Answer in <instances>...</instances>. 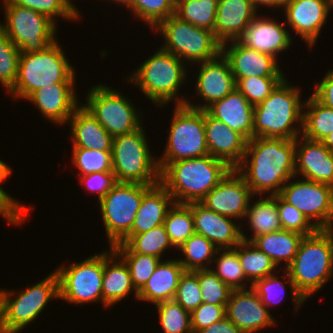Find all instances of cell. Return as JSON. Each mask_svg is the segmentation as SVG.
<instances>
[{
  "mask_svg": "<svg viewBox=\"0 0 333 333\" xmlns=\"http://www.w3.org/2000/svg\"><path fill=\"white\" fill-rule=\"evenodd\" d=\"M232 168L211 155L168 163L160 171V183L175 203L200 202Z\"/></svg>",
  "mask_w": 333,
  "mask_h": 333,
  "instance_id": "cell-3",
  "label": "cell"
},
{
  "mask_svg": "<svg viewBox=\"0 0 333 333\" xmlns=\"http://www.w3.org/2000/svg\"><path fill=\"white\" fill-rule=\"evenodd\" d=\"M285 23H277L272 19L256 16L242 36L238 39L242 44L274 57L278 52H282L292 44V37L285 30Z\"/></svg>",
  "mask_w": 333,
  "mask_h": 333,
  "instance_id": "cell-24",
  "label": "cell"
},
{
  "mask_svg": "<svg viewBox=\"0 0 333 333\" xmlns=\"http://www.w3.org/2000/svg\"><path fill=\"white\" fill-rule=\"evenodd\" d=\"M20 54L17 46L0 28V82L8 91L17 79Z\"/></svg>",
  "mask_w": 333,
  "mask_h": 333,
  "instance_id": "cell-44",
  "label": "cell"
},
{
  "mask_svg": "<svg viewBox=\"0 0 333 333\" xmlns=\"http://www.w3.org/2000/svg\"><path fill=\"white\" fill-rule=\"evenodd\" d=\"M5 24L0 28L21 53L45 50L54 43L56 23L47 15L3 0Z\"/></svg>",
  "mask_w": 333,
  "mask_h": 333,
  "instance_id": "cell-10",
  "label": "cell"
},
{
  "mask_svg": "<svg viewBox=\"0 0 333 333\" xmlns=\"http://www.w3.org/2000/svg\"><path fill=\"white\" fill-rule=\"evenodd\" d=\"M185 269L179 260L161 261L146 284L138 291V300L155 305L174 300L179 280Z\"/></svg>",
  "mask_w": 333,
  "mask_h": 333,
  "instance_id": "cell-30",
  "label": "cell"
},
{
  "mask_svg": "<svg viewBox=\"0 0 333 333\" xmlns=\"http://www.w3.org/2000/svg\"><path fill=\"white\" fill-rule=\"evenodd\" d=\"M73 86L74 83H54L36 90L27 99L37 105L45 118L63 125L79 107Z\"/></svg>",
  "mask_w": 333,
  "mask_h": 333,
  "instance_id": "cell-25",
  "label": "cell"
},
{
  "mask_svg": "<svg viewBox=\"0 0 333 333\" xmlns=\"http://www.w3.org/2000/svg\"><path fill=\"white\" fill-rule=\"evenodd\" d=\"M333 153V131L321 141Z\"/></svg>",
  "mask_w": 333,
  "mask_h": 333,
  "instance_id": "cell-60",
  "label": "cell"
},
{
  "mask_svg": "<svg viewBox=\"0 0 333 333\" xmlns=\"http://www.w3.org/2000/svg\"><path fill=\"white\" fill-rule=\"evenodd\" d=\"M111 253L104 252V272L102 279V297L105 307L112 306L124 299L129 292L134 290L138 299V291L132 284L131 274L127 264L118 257L116 252L110 247ZM109 255V256H108ZM114 261V262H113ZM119 262V263H118Z\"/></svg>",
  "mask_w": 333,
  "mask_h": 333,
  "instance_id": "cell-31",
  "label": "cell"
},
{
  "mask_svg": "<svg viewBox=\"0 0 333 333\" xmlns=\"http://www.w3.org/2000/svg\"><path fill=\"white\" fill-rule=\"evenodd\" d=\"M11 3L27 7L47 15L55 22V17L76 20L79 16L77 8L70 0H9Z\"/></svg>",
  "mask_w": 333,
  "mask_h": 333,
  "instance_id": "cell-48",
  "label": "cell"
},
{
  "mask_svg": "<svg viewBox=\"0 0 333 333\" xmlns=\"http://www.w3.org/2000/svg\"><path fill=\"white\" fill-rule=\"evenodd\" d=\"M185 259H178L185 271L210 269L218 248L203 235L194 233L179 248Z\"/></svg>",
  "mask_w": 333,
  "mask_h": 333,
  "instance_id": "cell-36",
  "label": "cell"
},
{
  "mask_svg": "<svg viewBox=\"0 0 333 333\" xmlns=\"http://www.w3.org/2000/svg\"><path fill=\"white\" fill-rule=\"evenodd\" d=\"M164 333H193L191 313L175 300L156 304Z\"/></svg>",
  "mask_w": 333,
  "mask_h": 333,
  "instance_id": "cell-43",
  "label": "cell"
},
{
  "mask_svg": "<svg viewBox=\"0 0 333 333\" xmlns=\"http://www.w3.org/2000/svg\"><path fill=\"white\" fill-rule=\"evenodd\" d=\"M232 42L230 47L222 44V54L229 61L231 72L236 83L246 77H284L277 60L242 44L239 40ZM227 47V48H226Z\"/></svg>",
  "mask_w": 333,
  "mask_h": 333,
  "instance_id": "cell-19",
  "label": "cell"
},
{
  "mask_svg": "<svg viewBox=\"0 0 333 333\" xmlns=\"http://www.w3.org/2000/svg\"><path fill=\"white\" fill-rule=\"evenodd\" d=\"M164 156L157 160L159 171L168 163L209 155L204 110L176 105Z\"/></svg>",
  "mask_w": 333,
  "mask_h": 333,
  "instance_id": "cell-9",
  "label": "cell"
},
{
  "mask_svg": "<svg viewBox=\"0 0 333 333\" xmlns=\"http://www.w3.org/2000/svg\"><path fill=\"white\" fill-rule=\"evenodd\" d=\"M256 16L251 0H218L215 37L221 44L238 40Z\"/></svg>",
  "mask_w": 333,
  "mask_h": 333,
  "instance_id": "cell-27",
  "label": "cell"
},
{
  "mask_svg": "<svg viewBox=\"0 0 333 333\" xmlns=\"http://www.w3.org/2000/svg\"><path fill=\"white\" fill-rule=\"evenodd\" d=\"M247 281L251 285L275 272V263L249 241L242 240L235 248Z\"/></svg>",
  "mask_w": 333,
  "mask_h": 333,
  "instance_id": "cell-35",
  "label": "cell"
},
{
  "mask_svg": "<svg viewBox=\"0 0 333 333\" xmlns=\"http://www.w3.org/2000/svg\"><path fill=\"white\" fill-rule=\"evenodd\" d=\"M218 0L175 2V15L199 28L214 32Z\"/></svg>",
  "mask_w": 333,
  "mask_h": 333,
  "instance_id": "cell-40",
  "label": "cell"
},
{
  "mask_svg": "<svg viewBox=\"0 0 333 333\" xmlns=\"http://www.w3.org/2000/svg\"><path fill=\"white\" fill-rule=\"evenodd\" d=\"M198 278L203 303L227 304L232 289L211 269L192 271Z\"/></svg>",
  "mask_w": 333,
  "mask_h": 333,
  "instance_id": "cell-46",
  "label": "cell"
},
{
  "mask_svg": "<svg viewBox=\"0 0 333 333\" xmlns=\"http://www.w3.org/2000/svg\"><path fill=\"white\" fill-rule=\"evenodd\" d=\"M86 100L83 106L112 137L129 134L142 127L133 104L115 89L102 84L93 86Z\"/></svg>",
  "mask_w": 333,
  "mask_h": 333,
  "instance_id": "cell-12",
  "label": "cell"
},
{
  "mask_svg": "<svg viewBox=\"0 0 333 333\" xmlns=\"http://www.w3.org/2000/svg\"><path fill=\"white\" fill-rule=\"evenodd\" d=\"M290 86L284 78L266 100L254 106V137H299L298 127L292 124L297 122L302 129L303 105L299 88Z\"/></svg>",
  "mask_w": 333,
  "mask_h": 333,
  "instance_id": "cell-4",
  "label": "cell"
},
{
  "mask_svg": "<svg viewBox=\"0 0 333 333\" xmlns=\"http://www.w3.org/2000/svg\"><path fill=\"white\" fill-rule=\"evenodd\" d=\"M191 1H198V0H175V2H191Z\"/></svg>",
  "mask_w": 333,
  "mask_h": 333,
  "instance_id": "cell-62",
  "label": "cell"
},
{
  "mask_svg": "<svg viewBox=\"0 0 333 333\" xmlns=\"http://www.w3.org/2000/svg\"><path fill=\"white\" fill-rule=\"evenodd\" d=\"M223 251V252H222ZM217 257L215 253V262L217 264V270L211 269L217 277L228 285L232 290L246 289V283L243 284L246 277L241 267L237 251L234 248L218 249Z\"/></svg>",
  "mask_w": 333,
  "mask_h": 333,
  "instance_id": "cell-41",
  "label": "cell"
},
{
  "mask_svg": "<svg viewBox=\"0 0 333 333\" xmlns=\"http://www.w3.org/2000/svg\"><path fill=\"white\" fill-rule=\"evenodd\" d=\"M288 182L278 195L310 222L316 220L312 223L317 229H333V187L308 179Z\"/></svg>",
  "mask_w": 333,
  "mask_h": 333,
  "instance_id": "cell-15",
  "label": "cell"
},
{
  "mask_svg": "<svg viewBox=\"0 0 333 333\" xmlns=\"http://www.w3.org/2000/svg\"><path fill=\"white\" fill-rule=\"evenodd\" d=\"M268 310L250 287V290H232L225 307V315L244 333H256L266 326L275 325V320Z\"/></svg>",
  "mask_w": 333,
  "mask_h": 333,
  "instance_id": "cell-18",
  "label": "cell"
},
{
  "mask_svg": "<svg viewBox=\"0 0 333 333\" xmlns=\"http://www.w3.org/2000/svg\"><path fill=\"white\" fill-rule=\"evenodd\" d=\"M295 148V175L333 187V153L321 141L302 136L296 138Z\"/></svg>",
  "mask_w": 333,
  "mask_h": 333,
  "instance_id": "cell-21",
  "label": "cell"
},
{
  "mask_svg": "<svg viewBox=\"0 0 333 333\" xmlns=\"http://www.w3.org/2000/svg\"><path fill=\"white\" fill-rule=\"evenodd\" d=\"M204 123L209 155L223 160L231 168H236L243 160L247 140L205 110Z\"/></svg>",
  "mask_w": 333,
  "mask_h": 333,
  "instance_id": "cell-22",
  "label": "cell"
},
{
  "mask_svg": "<svg viewBox=\"0 0 333 333\" xmlns=\"http://www.w3.org/2000/svg\"><path fill=\"white\" fill-rule=\"evenodd\" d=\"M245 217H248V224L254 234L248 239L241 231L244 241L251 242L257 236L282 230L277 209V195H270L249 205Z\"/></svg>",
  "mask_w": 333,
  "mask_h": 333,
  "instance_id": "cell-33",
  "label": "cell"
},
{
  "mask_svg": "<svg viewBox=\"0 0 333 333\" xmlns=\"http://www.w3.org/2000/svg\"><path fill=\"white\" fill-rule=\"evenodd\" d=\"M226 304L202 303L191 312V327L193 333L223 319Z\"/></svg>",
  "mask_w": 333,
  "mask_h": 333,
  "instance_id": "cell-52",
  "label": "cell"
},
{
  "mask_svg": "<svg viewBox=\"0 0 333 333\" xmlns=\"http://www.w3.org/2000/svg\"><path fill=\"white\" fill-rule=\"evenodd\" d=\"M174 300L190 313L203 303L198 278L192 271L181 276Z\"/></svg>",
  "mask_w": 333,
  "mask_h": 333,
  "instance_id": "cell-50",
  "label": "cell"
},
{
  "mask_svg": "<svg viewBox=\"0 0 333 333\" xmlns=\"http://www.w3.org/2000/svg\"><path fill=\"white\" fill-rule=\"evenodd\" d=\"M113 137L112 172L116 182L155 185L160 182L157 160L150 153L145 131Z\"/></svg>",
  "mask_w": 333,
  "mask_h": 333,
  "instance_id": "cell-7",
  "label": "cell"
},
{
  "mask_svg": "<svg viewBox=\"0 0 333 333\" xmlns=\"http://www.w3.org/2000/svg\"><path fill=\"white\" fill-rule=\"evenodd\" d=\"M13 295V292L5 290V333H19L39 316L50 299L59 298L57 272L54 270L51 275L33 287L25 288V291L17 294L16 298H11Z\"/></svg>",
  "mask_w": 333,
  "mask_h": 333,
  "instance_id": "cell-14",
  "label": "cell"
},
{
  "mask_svg": "<svg viewBox=\"0 0 333 333\" xmlns=\"http://www.w3.org/2000/svg\"><path fill=\"white\" fill-rule=\"evenodd\" d=\"M250 287L260 297L261 302L268 308V306L281 302L284 297L285 285L274 274L267 276L263 279L256 280ZM283 292V293H282ZM283 294V295H281ZM279 298V299H278Z\"/></svg>",
  "mask_w": 333,
  "mask_h": 333,
  "instance_id": "cell-51",
  "label": "cell"
},
{
  "mask_svg": "<svg viewBox=\"0 0 333 333\" xmlns=\"http://www.w3.org/2000/svg\"><path fill=\"white\" fill-rule=\"evenodd\" d=\"M277 209L282 229L298 232L304 236L315 233L318 229L306 216L293 205L277 195Z\"/></svg>",
  "mask_w": 333,
  "mask_h": 333,
  "instance_id": "cell-49",
  "label": "cell"
},
{
  "mask_svg": "<svg viewBox=\"0 0 333 333\" xmlns=\"http://www.w3.org/2000/svg\"><path fill=\"white\" fill-rule=\"evenodd\" d=\"M163 225L173 247L179 249L195 233L192 203H174L168 210Z\"/></svg>",
  "mask_w": 333,
  "mask_h": 333,
  "instance_id": "cell-37",
  "label": "cell"
},
{
  "mask_svg": "<svg viewBox=\"0 0 333 333\" xmlns=\"http://www.w3.org/2000/svg\"><path fill=\"white\" fill-rule=\"evenodd\" d=\"M295 146L296 139L253 137L247 141L243 160L235 169L254 195H278L296 176Z\"/></svg>",
  "mask_w": 333,
  "mask_h": 333,
  "instance_id": "cell-1",
  "label": "cell"
},
{
  "mask_svg": "<svg viewBox=\"0 0 333 333\" xmlns=\"http://www.w3.org/2000/svg\"><path fill=\"white\" fill-rule=\"evenodd\" d=\"M303 237L304 235L298 232L282 229L257 236L251 243L264 252L276 266L280 262L286 261V269L295 258Z\"/></svg>",
  "mask_w": 333,
  "mask_h": 333,
  "instance_id": "cell-32",
  "label": "cell"
},
{
  "mask_svg": "<svg viewBox=\"0 0 333 333\" xmlns=\"http://www.w3.org/2000/svg\"><path fill=\"white\" fill-rule=\"evenodd\" d=\"M287 24L312 47L328 13L327 0H287L284 5Z\"/></svg>",
  "mask_w": 333,
  "mask_h": 333,
  "instance_id": "cell-20",
  "label": "cell"
},
{
  "mask_svg": "<svg viewBox=\"0 0 333 333\" xmlns=\"http://www.w3.org/2000/svg\"><path fill=\"white\" fill-rule=\"evenodd\" d=\"M67 268V269H66ZM55 271L59 278V299L71 304L101 301L104 272V253L90 256L68 267Z\"/></svg>",
  "mask_w": 333,
  "mask_h": 333,
  "instance_id": "cell-13",
  "label": "cell"
},
{
  "mask_svg": "<svg viewBox=\"0 0 333 333\" xmlns=\"http://www.w3.org/2000/svg\"><path fill=\"white\" fill-rule=\"evenodd\" d=\"M0 215L9 223L17 225L23 220L0 198Z\"/></svg>",
  "mask_w": 333,
  "mask_h": 333,
  "instance_id": "cell-57",
  "label": "cell"
},
{
  "mask_svg": "<svg viewBox=\"0 0 333 333\" xmlns=\"http://www.w3.org/2000/svg\"><path fill=\"white\" fill-rule=\"evenodd\" d=\"M197 333H244V332L225 316L220 321H217L216 323H213L210 326L199 330Z\"/></svg>",
  "mask_w": 333,
  "mask_h": 333,
  "instance_id": "cell-56",
  "label": "cell"
},
{
  "mask_svg": "<svg viewBox=\"0 0 333 333\" xmlns=\"http://www.w3.org/2000/svg\"><path fill=\"white\" fill-rule=\"evenodd\" d=\"M201 67L196 82V92L208 104H193L186 101L185 105L198 110H205L212 103L223 99L236 89V80L231 72L229 61L221 53L218 57L200 62Z\"/></svg>",
  "mask_w": 333,
  "mask_h": 333,
  "instance_id": "cell-17",
  "label": "cell"
},
{
  "mask_svg": "<svg viewBox=\"0 0 333 333\" xmlns=\"http://www.w3.org/2000/svg\"><path fill=\"white\" fill-rule=\"evenodd\" d=\"M287 0H251V2L254 5V8L256 11L258 8V5H265V6H269V7H284L285 3Z\"/></svg>",
  "mask_w": 333,
  "mask_h": 333,
  "instance_id": "cell-58",
  "label": "cell"
},
{
  "mask_svg": "<svg viewBox=\"0 0 333 333\" xmlns=\"http://www.w3.org/2000/svg\"><path fill=\"white\" fill-rule=\"evenodd\" d=\"M205 111L247 141L254 137V106L237 89L212 103Z\"/></svg>",
  "mask_w": 333,
  "mask_h": 333,
  "instance_id": "cell-26",
  "label": "cell"
},
{
  "mask_svg": "<svg viewBox=\"0 0 333 333\" xmlns=\"http://www.w3.org/2000/svg\"><path fill=\"white\" fill-rule=\"evenodd\" d=\"M124 5L151 28L175 14V0H128Z\"/></svg>",
  "mask_w": 333,
  "mask_h": 333,
  "instance_id": "cell-42",
  "label": "cell"
},
{
  "mask_svg": "<svg viewBox=\"0 0 333 333\" xmlns=\"http://www.w3.org/2000/svg\"><path fill=\"white\" fill-rule=\"evenodd\" d=\"M192 215L195 233L203 235L218 249L235 248L242 241L240 225L231 218L207 209L200 202L192 203Z\"/></svg>",
  "mask_w": 333,
  "mask_h": 333,
  "instance_id": "cell-23",
  "label": "cell"
},
{
  "mask_svg": "<svg viewBox=\"0 0 333 333\" xmlns=\"http://www.w3.org/2000/svg\"><path fill=\"white\" fill-rule=\"evenodd\" d=\"M174 203L171 194L160 182L152 185L143 194L131 232L128 235L142 234L162 225L168 210Z\"/></svg>",
  "mask_w": 333,
  "mask_h": 333,
  "instance_id": "cell-29",
  "label": "cell"
},
{
  "mask_svg": "<svg viewBox=\"0 0 333 333\" xmlns=\"http://www.w3.org/2000/svg\"><path fill=\"white\" fill-rule=\"evenodd\" d=\"M114 1H115V2L117 1V3L120 2L121 4L123 3V5H124L128 0H114Z\"/></svg>",
  "mask_w": 333,
  "mask_h": 333,
  "instance_id": "cell-63",
  "label": "cell"
},
{
  "mask_svg": "<svg viewBox=\"0 0 333 333\" xmlns=\"http://www.w3.org/2000/svg\"><path fill=\"white\" fill-rule=\"evenodd\" d=\"M252 195L243 176L232 168L200 203L215 213L237 219L245 217Z\"/></svg>",
  "mask_w": 333,
  "mask_h": 333,
  "instance_id": "cell-16",
  "label": "cell"
},
{
  "mask_svg": "<svg viewBox=\"0 0 333 333\" xmlns=\"http://www.w3.org/2000/svg\"><path fill=\"white\" fill-rule=\"evenodd\" d=\"M312 96L326 107L333 109V70L327 72Z\"/></svg>",
  "mask_w": 333,
  "mask_h": 333,
  "instance_id": "cell-55",
  "label": "cell"
},
{
  "mask_svg": "<svg viewBox=\"0 0 333 333\" xmlns=\"http://www.w3.org/2000/svg\"><path fill=\"white\" fill-rule=\"evenodd\" d=\"M72 132L73 148H85L112 152L113 137L80 105L68 119Z\"/></svg>",
  "mask_w": 333,
  "mask_h": 333,
  "instance_id": "cell-28",
  "label": "cell"
},
{
  "mask_svg": "<svg viewBox=\"0 0 333 333\" xmlns=\"http://www.w3.org/2000/svg\"><path fill=\"white\" fill-rule=\"evenodd\" d=\"M118 244H125L133 253L151 255L160 259L165 249L173 246L163 224L142 234L127 235Z\"/></svg>",
  "mask_w": 333,
  "mask_h": 333,
  "instance_id": "cell-39",
  "label": "cell"
},
{
  "mask_svg": "<svg viewBox=\"0 0 333 333\" xmlns=\"http://www.w3.org/2000/svg\"><path fill=\"white\" fill-rule=\"evenodd\" d=\"M164 37L161 49L177 56L182 61L204 62L218 57L222 44L213 31L199 28L183 21L175 14L160 22L155 28Z\"/></svg>",
  "mask_w": 333,
  "mask_h": 333,
  "instance_id": "cell-8",
  "label": "cell"
},
{
  "mask_svg": "<svg viewBox=\"0 0 333 333\" xmlns=\"http://www.w3.org/2000/svg\"><path fill=\"white\" fill-rule=\"evenodd\" d=\"M182 64L180 58L160 48L138 67L129 81H135L157 106L170 103L172 99L178 100L176 105H185L187 100L176 95L186 78V66Z\"/></svg>",
  "mask_w": 333,
  "mask_h": 333,
  "instance_id": "cell-6",
  "label": "cell"
},
{
  "mask_svg": "<svg viewBox=\"0 0 333 333\" xmlns=\"http://www.w3.org/2000/svg\"><path fill=\"white\" fill-rule=\"evenodd\" d=\"M285 77H246L236 83V89L253 105L266 100Z\"/></svg>",
  "mask_w": 333,
  "mask_h": 333,
  "instance_id": "cell-47",
  "label": "cell"
},
{
  "mask_svg": "<svg viewBox=\"0 0 333 333\" xmlns=\"http://www.w3.org/2000/svg\"><path fill=\"white\" fill-rule=\"evenodd\" d=\"M12 170L10 166L5 164L2 160H0V185L1 183L9 177ZM0 198L23 220L26 219L24 215L27 216V212L29 211L27 207L19 204L18 201L14 200L8 193H6L3 188L0 186Z\"/></svg>",
  "mask_w": 333,
  "mask_h": 333,
  "instance_id": "cell-54",
  "label": "cell"
},
{
  "mask_svg": "<svg viewBox=\"0 0 333 333\" xmlns=\"http://www.w3.org/2000/svg\"><path fill=\"white\" fill-rule=\"evenodd\" d=\"M112 248L127 264L132 284L137 291L146 284L161 262L158 257L133 253L125 244H116Z\"/></svg>",
  "mask_w": 333,
  "mask_h": 333,
  "instance_id": "cell-38",
  "label": "cell"
},
{
  "mask_svg": "<svg viewBox=\"0 0 333 333\" xmlns=\"http://www.w3.org/2000/svg\"><path fill=\"white\" fill-rule=\"evenodd\" d=\"M57 41L43 51L21 53L18 74L9 93L27 99L36 90L54 83H74L75 72Z\"/></svg>",
  "mask_w": 333,
  "mask_h": 333,
  "instance_id": "cell-5",
  "label": "cell"
},
{
  "mask_svg": "<svg viewBox=\"0 0 333 333\" xmlns=\"http://www.w3.org/2000/svg\"><path fill=\"white\" fill-rule=\"evenodd\" d=\"M82 185L89 191L98 193L99 201L111 190L116 183L113 172L89 173L81 176Z\"/></svg>",
  "mask_w": 333,
  "mask_h": 333,
  "instance_id": "cell-53",
  "label": "cell"
},
{
  "mask_svg": "<svg viewBox=\"0 0 333 333\" xmlns=\"http://www.w3.org/2000/svg\"><path fill=\"white\" fill-rule=\"evenodd\" d=\"M5 291L0 289V333H5L4 325Z\"/></svg>",
  "mask_w": 333,
  "mask_h": 333,
  "instance_id": "cell-59",
  "label": "cell"
},
{
  "mask_svg": "<svg viewBox=\"0 0 333 333\" xmlns=\"http://www.w3.org/2000/svg\"><path fill=\"white\" fill-rule=\"evenodd\" d=\"M328 1V7H329V11L331 9V7L333 8V0H327Z\"/></svg>",
  "mask_w": 333,
  "mask_h": 333,
  "instance_id": "cell-61",
  "label": "cell"
},
{
  "mask_svg": "<svg viewBox=\"0 0 333 333\" xmlns=\"http://www.w3.org/2000/svg\"><path fill=\"white\" fill-rule=\"evenodd\" d=\"M73 165L81 176L89 173L112 172V152L73 148Z\"/></svg>",
  "mask_w": 333,
  "mask_h": 333,
  "instance_id": "cell-45",
  "label": "cell"
},
{
  "mask_svg": "<svg viewBox=\"0 0 333 333\" xmlns=\"http://www.w3.org/2000/svg\"><path fill=\"white\" fill-rule=\"evenodd\" d=\"M305 103V104H304ZM303 103L302 137L322 141L333 131V109L326 107L313 96Z\"/></svg>",
  "mask_w": 333,
  "mask_h": 333,
  "instance_id": "cell-34",
  "label": "cell"
},
{
  "mask_svg": "<svg viewBox=\"0 0 333 333\" xmlns=\"http://www.w3.org/2000/svg\"><path fill=\"white\" fill-rule=\"evenodd\" d=\"M151 186L116 182L99 201L110 247L120 243L131 232L143 194Z\"/></svg>",
  "mask_w": 333,
  "mask_h": 333,
  "instance_id": "cell-11",
  "label": "cell"
},
{
  "mask_svg": "<svg viewBox=\"0 0 333 333\" xmlns=\"http://www.w3.org/2000/svg\"><path fill=\"white\" fill-rule=\"evenodd\" d=\"M284 271L295 309H298L333 274V229H318L304 236L295 258Z\"/></svg>",
  "mask_w": 333,
  "mask_h": 333,
  "instance_id": "cell-2",
  "label": "cell"
}]
</instances>
